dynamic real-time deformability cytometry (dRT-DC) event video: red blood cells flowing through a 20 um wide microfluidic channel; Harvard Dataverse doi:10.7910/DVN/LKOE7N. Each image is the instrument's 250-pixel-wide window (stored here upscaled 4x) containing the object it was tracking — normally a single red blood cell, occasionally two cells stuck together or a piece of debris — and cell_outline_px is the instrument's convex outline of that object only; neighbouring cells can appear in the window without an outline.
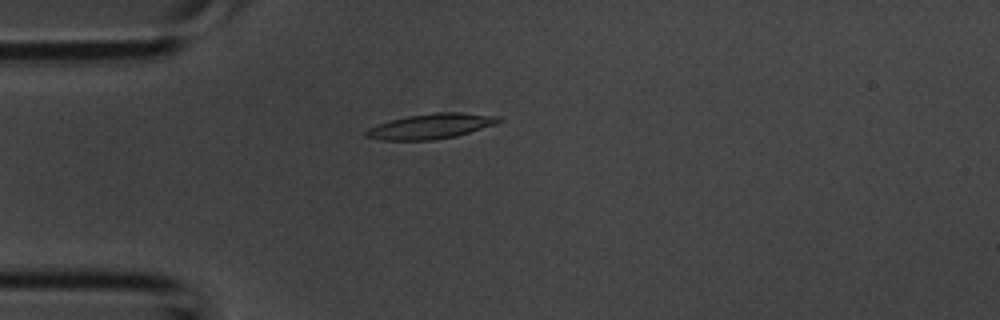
{"species": "common noctule bat (a hibernating species)", "species_latin": "Nyctalus noctula", "temperature_condition": "room temperature", "stored_images_in_passage": 3, "camera_frame_rate_fps": 3000, "um_per_image_px": 0.085, "animal": {"sex": "male", "body_mass_g": 20.1, "forearm_length_mm": 53.5}, "frame": {"image": 1, "passage_image": 3, "time_ms": 0.667, "image_size_px": [1000, 320], "cell_outline_px": [[500, 120], [496, 124], [456, 136], [432, 140], [384, 140], [364, 136], [364, 132], [368, 128], [392, 120], [408, 116], [436, 112], [464, 112], [500, 116]], "centroid_in_image_um": [36.65, 10.72], "position_along_channel_um": 48.4, "area_um2": 19.25}}